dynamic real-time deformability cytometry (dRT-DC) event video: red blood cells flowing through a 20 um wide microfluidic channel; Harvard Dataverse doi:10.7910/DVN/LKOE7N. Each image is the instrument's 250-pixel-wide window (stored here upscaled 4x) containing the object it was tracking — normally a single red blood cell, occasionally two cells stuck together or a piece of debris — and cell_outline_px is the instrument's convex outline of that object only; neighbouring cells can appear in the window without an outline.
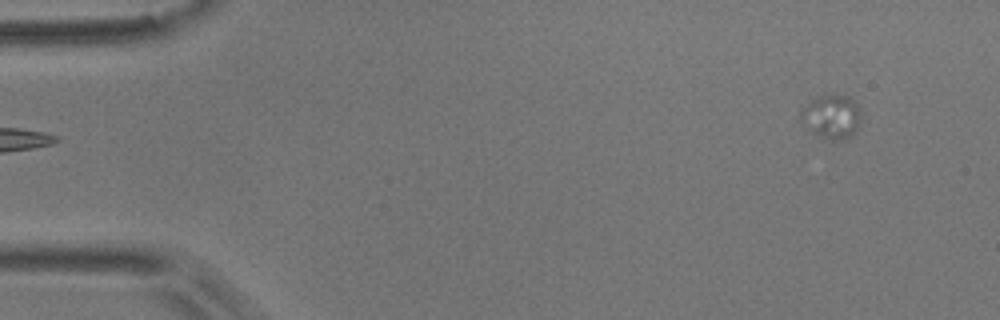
{"species": "common noctule bat (a hibernating species)", "species_latin": "Nyctalus noctula", "temperature_condition": "room temperature", "stored_images_in_passage": 51, "camera_frame_rate_fps": 3000, "um_per_image_px": 0.085, "animal": {"sex": "male", "body_mass_g": 17.9}, "frame": {"image": 1, "passage_image": 1, "time_ms": 0.0, "image_size_px": [1000, 320], "cell_outline_px": [[860, 120], [856, 132], [844, 140], [832, 140], [816, 136], [800, 120], [800, 108], [812, 100], [828, 92], [832, 92], [848, 96], [856, 100], [860, 108]], "centroid_in_image_um": [70.69, 9.88], "position_along_channel_um": 14.3, "area_um2": 16.01}}
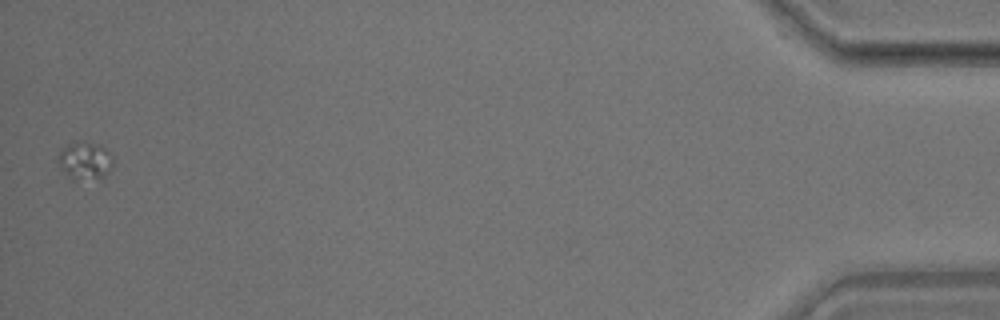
{"frame": {"image": 2, "passage_image": 51, "time_ms": 16.667, "image_size_px": [1000, 320], "cell_outline_px": [[112, 168], [104, 176], [76, 180], [72, 180], [68, 176], [60, 164], [56, 156], [72, 140], [84, 140], [100, 144], [112, 156]], "centroid_in_image_um": [7.21, 13.6], "position_along_channel_um": 428.0, "area_um2": 12.08}}